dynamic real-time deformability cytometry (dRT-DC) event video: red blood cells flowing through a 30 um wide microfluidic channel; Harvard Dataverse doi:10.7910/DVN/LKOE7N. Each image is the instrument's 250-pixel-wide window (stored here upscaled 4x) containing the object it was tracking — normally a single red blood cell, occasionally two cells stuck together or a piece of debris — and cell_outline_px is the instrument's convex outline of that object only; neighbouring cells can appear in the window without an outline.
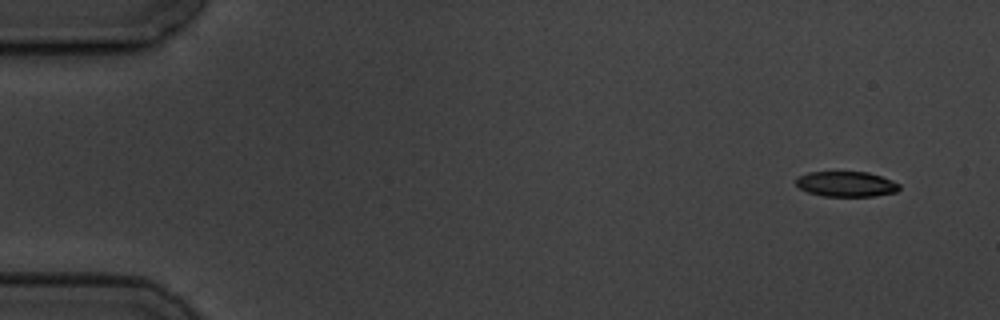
{"species": "common noctule bat (a hibernating species)", "species_latin": "Nyctalus noctula", "temperature_condition": "cold", "stored_images_in_passage": 6, "camera_frame_rate_fps": 3000, "um_per_image_px": 0.085, "animal": {"sex": "male", "body_mass_g": 19.5, "forearm_length_mm": 54.6}, "frame": {"image": 1, "passage_image": 1, "time_ms": 0.0, "image_size_px": [1000, 320], "cell_outline_px": [[900, 188], [896, 192], [876, 196], [824, 196], [808, 192], [800, 188], [796, 184], [796, 176], [808, 172], [868, 172], [892, 180], [900, 184]], "centroid_in_image_um": [71.93, 15.64], "position_along_channel_um": 13.1, "area_um2": 15.26}}
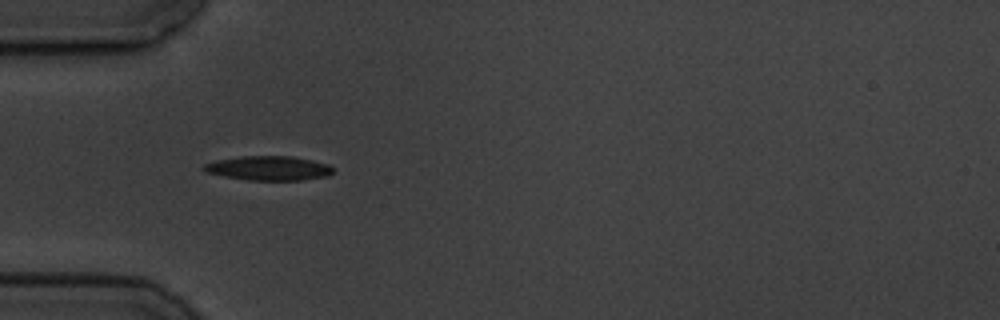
{"frame": {"image": 2, "passage_image": 5, "time_ms": 4.667, "image_size_px": [1000, 320], "cell_outline_px": [[336, 168], [328, 176], [300, 180], [248, 180], [208, 172], [200, 168], [204, 164], [216, 160], [240, 156], [292, 156], [312, 160], [328, 164]], "centroid_in_image_um": [22.88, 14.28], "position_along_channel_um": 62.1, "area_um2": 18.26}}
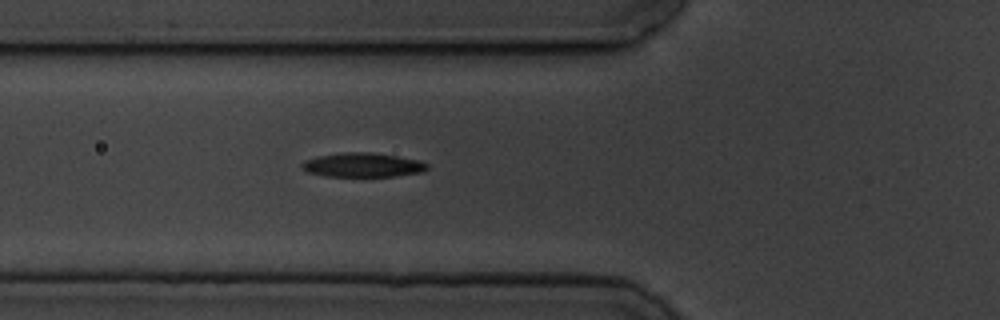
{"frame": {"image": 3, "passage_image": 6, "time_ms": 5.667, "image_size_px": [1000, 320], "cell_outline_px": [[428, 168], [424, 172], [396, 176], [328, 176], [308, 172], [300, 164], [304, 160], [316, 156], [344, 152], [368, 152], [396, 156], [420, 160], [428, 164]], "centroid_in_image_um": [30.85, 14.02], "position_along_channel_um": 94.9, "area_um2": 17.63}}